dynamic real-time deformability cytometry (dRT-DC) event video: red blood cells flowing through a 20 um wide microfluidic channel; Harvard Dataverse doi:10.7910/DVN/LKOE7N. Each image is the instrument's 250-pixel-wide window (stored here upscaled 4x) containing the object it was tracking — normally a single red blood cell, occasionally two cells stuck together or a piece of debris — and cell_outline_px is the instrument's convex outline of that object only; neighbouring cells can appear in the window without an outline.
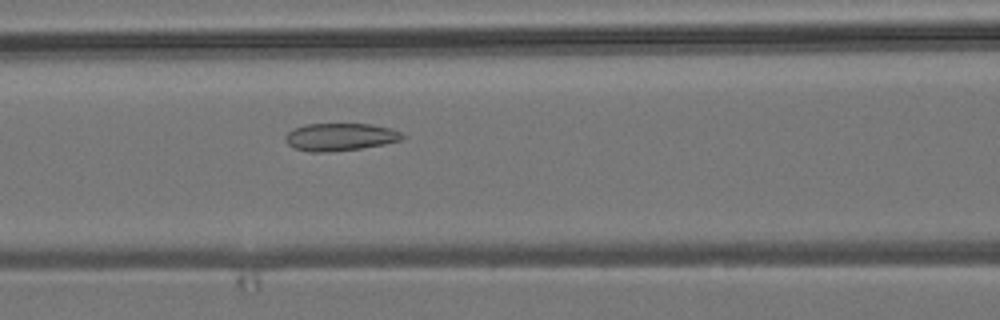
{"species": "common noctule bat (a hibernating species)", "species_latin": "Nyctalus noctula", "temperature_condition": "room temperature", "stored_images_in_passage": 44, "camera_frame_rate_fps": 3000, "um_per_image_px": 0.085, "animal": {"sex": "male", "body_mass_g": 19.2, "forearm_length_mm": 51.8}, "frame": {"image": 1, "passage_image": 13, "time_ms": 4.0, "image_size_px": [1000, 320], "cell_outline_px": [[404, 140], [384, 144], [360, 148], [324, 152], [308, 152], [292, 148], [284, 140], [284, 136], [288, 132], [304, 124], [368, 124], [392, 128], [400, 132], [404, 136]], "centroid_in_image_um": [28.89, 11.64], "position_along_channel_um": 137.7, "area_um2": 18.84}}
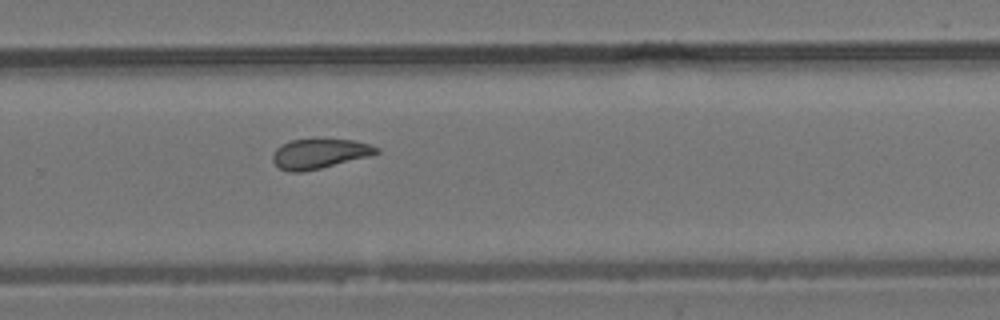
{"frame": {"image": 2, "passage_image": 26, "time_ms": 8.333, "image_size_px": [1000, 320], "cell_outline_px": [[380, 152], [368, 156], [320, 168], [300, 172], [288, 172], [280, 168], [272, 160], [272, 156], [276, 148], [280, 144], [292, 140], [356, 140], [380, 148]], "centroid_in_image_um": [27.13, 13.06], "position_along_channel_um": 302.7, "area_um2": 17.69}}
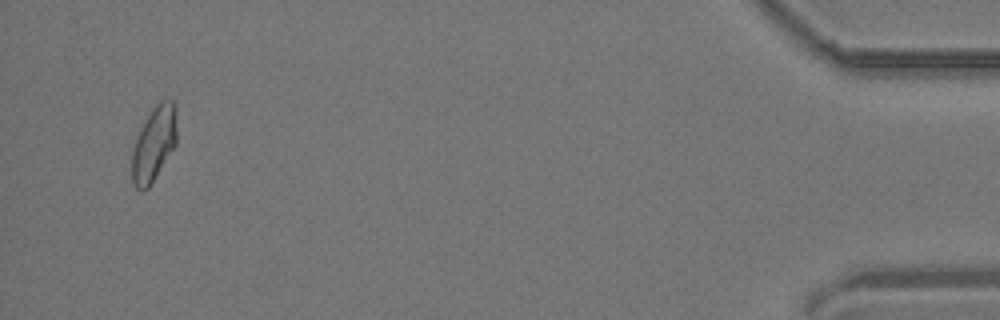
{"frame": {"image": 3, "passage_image": 42, "time_ms": 13.667, "image_size_px": [1000, 320], "cell_outline_px": [[176, 144], [148, 188], [136, 188], [132, 180], [132, 152], [136, 136], [144, 120], [152, 108], [160, 100], [172, 100], [176, 104]], "centroid_in_image_um": [13.08, 12.16], "position_along_channel_um": 422.1, "area_um2": 19.42}, "authors_computed_cell_mechanics": {"area_um2": 18.8717, "velocity_mm_per_s": 3.8217, "shape_relaxation_time_tau1_ms": null, "shape_relaxation_time_tau2_ms": 2.1395, "deformation_change_tau1": null, "deformation_change_tau2": 0.094}}